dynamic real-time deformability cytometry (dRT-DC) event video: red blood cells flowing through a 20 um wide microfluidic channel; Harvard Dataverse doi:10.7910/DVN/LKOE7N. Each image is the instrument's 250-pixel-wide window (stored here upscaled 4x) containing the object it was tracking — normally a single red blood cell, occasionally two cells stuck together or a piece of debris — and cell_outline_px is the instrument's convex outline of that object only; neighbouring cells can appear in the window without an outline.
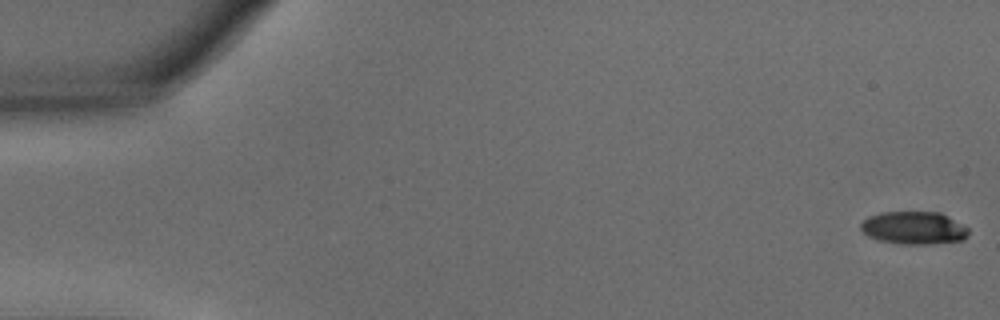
{"species": "common noctule bat (a hibernating species)", "species_latin": "Nyctalus noctula", "temperature_condition": "warm", "stored_images_in_passage": 53, "camera_frame_rate_fps": 3000, "um_per_image_px": 0.085, "animal": {"sex": "male", "body_mass_g": 15.6}, "frame": {"image": 1, "passage_image": 1, "time_ms": 0.0, "image_size_px": [1000, 320], "cell_outline_px": [[968, 236], [964, 240], [932, 244], [900, 244], [880, 240], [868, 236], [860, 228], [860, 224], [868, 216], [880, 212], [940, 212], [948, 216], [968, 228]], "centroid_in_image_um": [77.68, 19.37], "position_along_channel_um": 7.3, "area_um2": 20.63}}
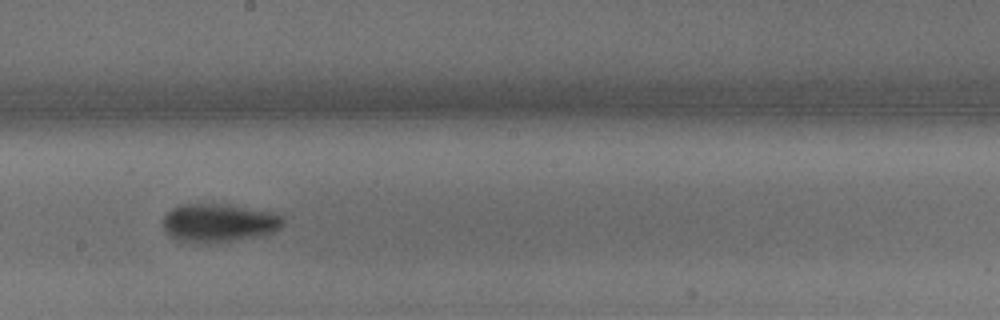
{"frame": {"image": 2, "passage_image": 30, "time_ms": 9.667, "image_size_px": [1000, 320], "cell_outline_px": [[284, 224], [280, 228], [272, 232], [260, 236], [236, 240], [176, 240], [164, 228], [164, 216], [172, 208], [180, 204], [224, 204], [272, 212], [280, 216], [284, 220]], "centroid_in_image_um": [18.64, 18.9], "position_along_channel_um": 229.6, "area_um2": 25.89}}
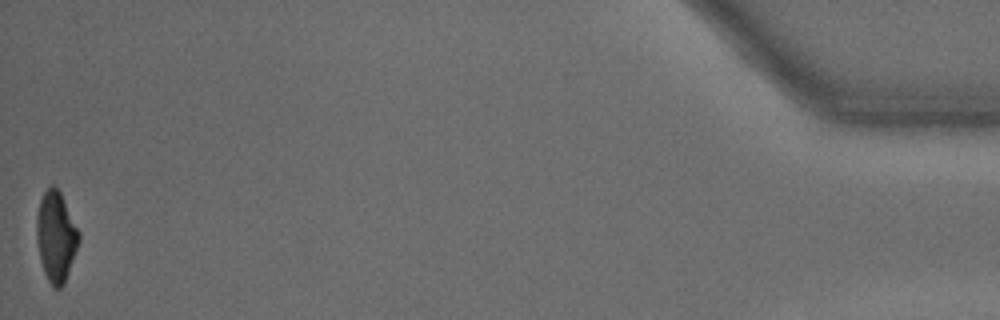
{"frame": {"image": 3, "passage_image": 53, "time_ms": 17.333, "image_size_px": [1000, 320], "cell_outline_px": [[80, 240], [64, 284], [60, 288], [52, 288], [44, 272], [40, 260], [36, 236], [36, 216], [40, 200], [44, 192], [52, 184], [60, 192], [80, 232]], "centroid_in_image_um": [4.75, 20.12], "position_along_channel_um": 430.4, "area_um2": 22.2}, "authors_computed_cell_mechanics": {"area_um2": 23.987, "velocity_mm_per_s": 3.8447, "shape_relaxation_time_tau1_ms": 3.3742, "shape_relaxation_time_tau2_ms": 3.3062, "deformation_change_tau1": 0.1678, "deformation_change_tau2": 0.1046}}